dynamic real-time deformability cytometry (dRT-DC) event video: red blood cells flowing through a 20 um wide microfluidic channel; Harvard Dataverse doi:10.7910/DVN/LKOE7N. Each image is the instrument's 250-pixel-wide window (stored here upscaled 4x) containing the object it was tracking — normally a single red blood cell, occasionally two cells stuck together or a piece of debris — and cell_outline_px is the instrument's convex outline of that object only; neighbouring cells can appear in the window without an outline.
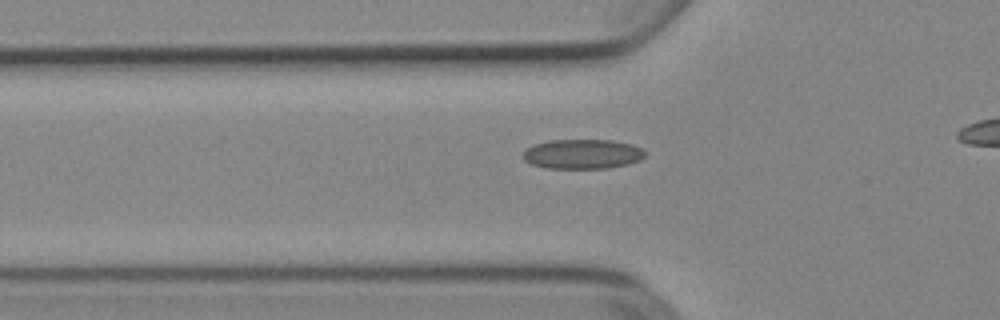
{"species": "Egyptian fruit bat (a non-hibernating species)", "species_latin": "Rousettus aegyptiacus", "temperature_condition": "cold", "stored_images_in_passage": 33, "camera_frame_rate_fps": 3000, "um_per_image_px": 0.085, "animal": {"sex": "female"}, "frame": {"image": 1, "passage_image": 5, "time_ms": 1.333, "image_size_px": [1000, 320], "cell_outline_px": [[648, 152], [640, 160], [628, 164], [608, 168], [548, 168], [532, 164], [524, 160], [524, 152], [532, 144], [548, 140], [612, 140], [632, 144], [644, 148]], "centroid_in_image_um": [49.56, 13.08], "position_along_channel_um": 76.2, "area_um2": 21.21}}
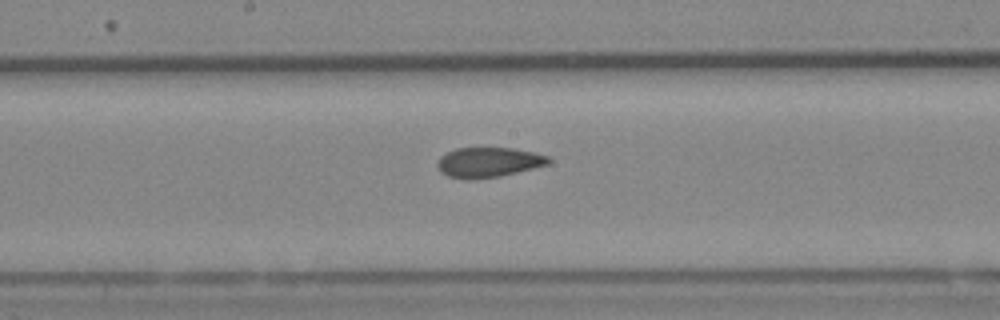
{"frame": {"image": 2, "passage_image": 15, "time_ms": 4.667, "image_size_px": [1000, 320], "cell_outline_px": [[552, 160], [548, 164], [500, 176], [476, 180], [464, 180], [448, 176], [440, 172], [436, 164], [440, 156], [456, 148], [512, 148], [532, 152], [548, 156]], "centroid_in_image_um": [41.47, 13.81], "position_along_channel_um": 206.7, "area_um2": 19.48}}
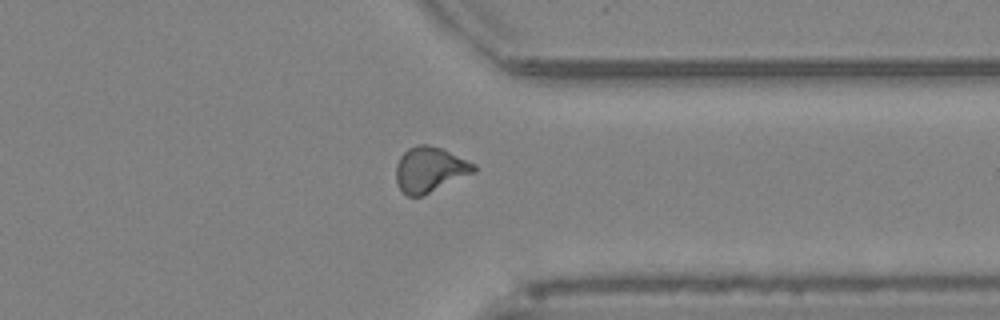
{"frame": {"image": 3, "passage_image": 28, "time_ms": 9.0, "image_size_px": [1000, 320], "cell_outline_px": [[476, 172], [424, 196], [408, 196], [400, 188], [396, 180], [396, 164], [400, 156], [408, 148], [416, 144], [428, 144], [440, 148], [476, 164]], "centroid_in_image_um": [36.54, 14.42], "position_along_channel_um": 374.9, "area_um2": 20.63}, "authors_computed_cell_mechanics": {"area_um2": 19.9988, "velocity_mm_per_s": 3.9118, "shape_relaxation_time_tau1_ms": null, "shape_relaxation_time_tau2_ms": 2.652, "deformation_change_tau1": null, "deformation_change_tau2": 0.0893}}